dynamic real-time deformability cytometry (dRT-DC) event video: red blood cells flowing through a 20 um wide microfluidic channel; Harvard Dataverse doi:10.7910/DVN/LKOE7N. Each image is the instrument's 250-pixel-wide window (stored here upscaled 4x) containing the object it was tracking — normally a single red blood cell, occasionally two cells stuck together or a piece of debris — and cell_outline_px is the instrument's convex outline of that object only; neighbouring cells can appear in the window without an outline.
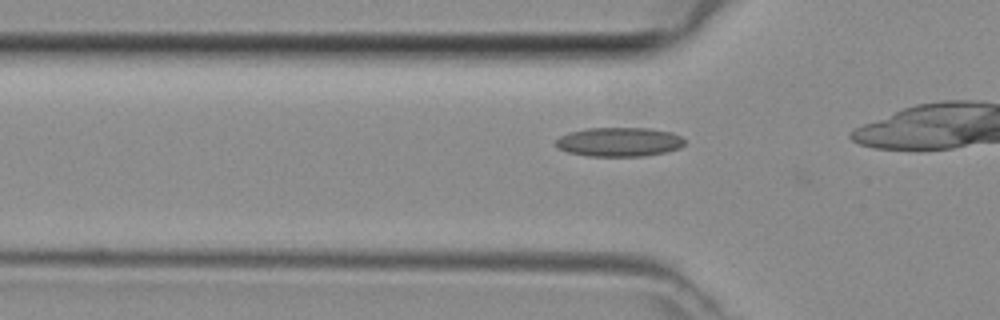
{"species": "common noctule bat (a hibernating species)", "species_latin": "Nyctalus noctula", "temperature_condition": "room temperature", "stored_images_in_passage": 10, "camera_frame_rate_fps": 3000, "um_per_image_px": 0.085, "animal": {"sex": "female", "body_mass_g": 29.2, "forearm_length_mm": 56.3}, "frame": {"image": 1, "passage_image": 5, "time_ms": 1.333, "image_size_px": [1000, 320], "cell_outline_px": [[684, 144], [680, 148], [664, 152], [644, 156], [588, 156], [568, 152], [560, 148], [556, 144], [556, 140], [560, 136], [572, 132], [588, 128], [648, 128], [672, 132], [680, 136], [684, 140]], "centroid_in_image_um": [52.66, 12.06], "position_along_channel_um": 73.1, "area_um2": 21.68}}
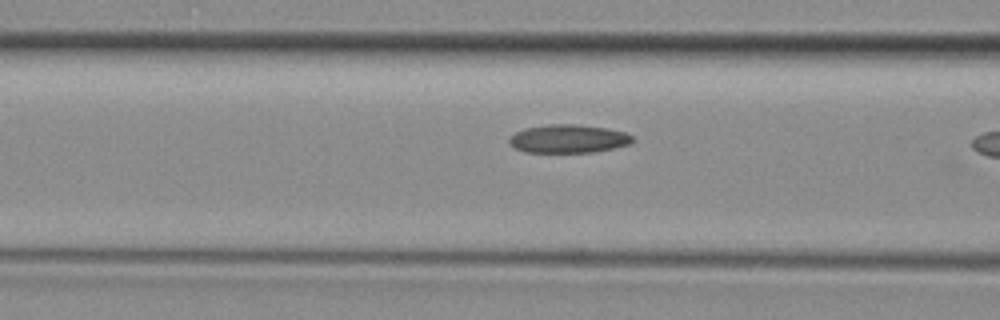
{"frame": {"image": 2, "passage_image": 8, "time_ms": 2.333, "image_size_px": [1000, 320], "cell_outline_px": [[632, 140], [628, 144], [612, 148], [592, 152], [524, 152], [516, 148], [508, 140], [516, 132], [524, 128], [548, 124], [572, 124], [604, 128], [624, 132], [632, 136]], "centroid_in_image_um": [48.27, 11.79], "position_along_channel_um": 118.3, "area_um2": 19.94}}